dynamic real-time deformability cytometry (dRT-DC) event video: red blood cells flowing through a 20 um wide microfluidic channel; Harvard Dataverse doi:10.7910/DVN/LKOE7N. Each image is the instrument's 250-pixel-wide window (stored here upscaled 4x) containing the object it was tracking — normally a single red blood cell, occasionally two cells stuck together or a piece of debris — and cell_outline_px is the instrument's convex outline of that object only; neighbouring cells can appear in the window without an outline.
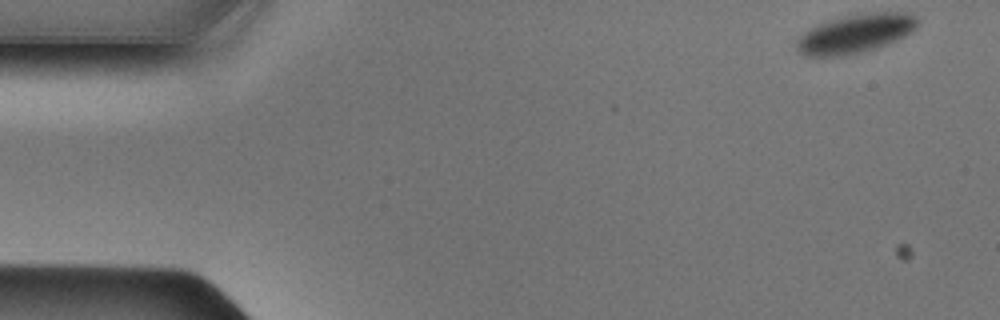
{"species": "Egyptian fruit bat (a non-hibernating species)", "species_latin": "Rousettus aegyptiacus", "temperature_condition": "cold", "stored_images_in_passage": 48, "camera_frame_rate_fps": 3000, "um_per_image_px": 0.085, "animal": {"sex": "male"}, "frame": {"image": 1, "passage_image": 1, "time_ms": 0.0, "image_size_px": [1000, 320], "cell_outline_px": [[916, 24], [912, 32], [896, 40], [860, 52], [844, 56], [804, 56], [796, 48], [796, 40], [804, 32], [816, 24], [844, 16], [872, 12], [908, 12], [916, 16]], "centroid_in_image_um": [72.67, 2.85], "position_along_channel_um": 12.3, "area_um2": 27.05}}
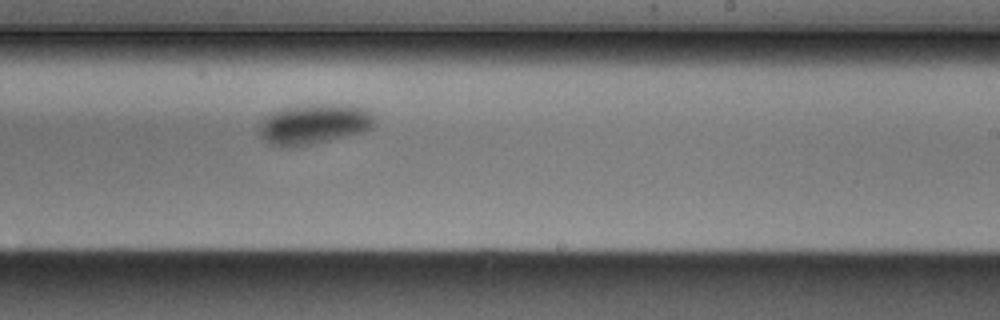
{"frame": {"image": 2, "passage_image": 28, "time_ms": 9.0, "image_size_px": [1000, 320], "cell_outline_px": [[376, 124], [372, 128], [360, 132], [312, 144], [292, 148], [280, 148], [268, 144], [260, 136], [260, 124], [268, 116], [280, 108], [308, 104], [352, 104], [368, 108], [372, 112]], "centroid_in_image_um": [26.71, 10.54], "position_along_channel_um": 262.3, "area_um2": 27.46}}
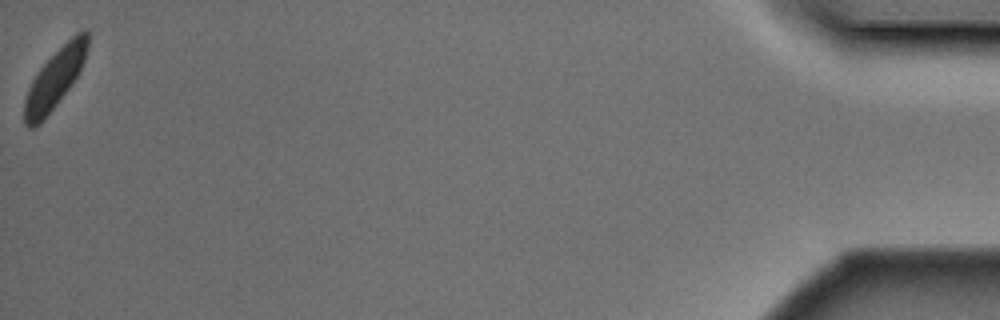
{"frame": {"image": 3, "passage_image": 48, "time_ms": 15.667, "image_size_px": [1000, 320], "cell_outline_px": [[88, 48], [84, 60], [76, 76], [68, 88], [56, 104], [40, 124], [32, 128], [28, 128], [24, 124], [24, 100], [28, 88], [32, 80], [40, 68], [76, 32], [88, 32]], "centroid_in_image_um": [4.62, 6.74], "position_along_channel_um": 430.6, "area_um2": 21.15}}